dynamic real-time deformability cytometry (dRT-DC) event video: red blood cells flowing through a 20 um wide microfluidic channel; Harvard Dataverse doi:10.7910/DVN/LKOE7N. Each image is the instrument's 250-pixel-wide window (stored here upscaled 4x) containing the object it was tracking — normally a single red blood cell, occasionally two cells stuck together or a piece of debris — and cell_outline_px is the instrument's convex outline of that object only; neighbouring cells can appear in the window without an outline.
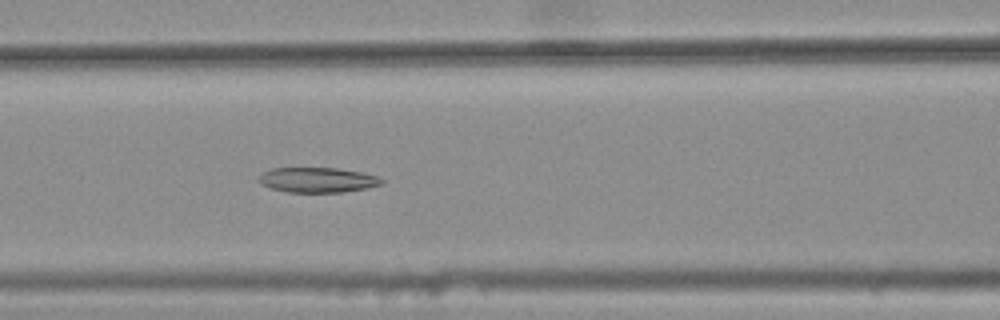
{"species": "common noctule bat (a hibernating species)", "species_latin": "Nyctalus noctula", "temperature_condition": "warm", "stored_images_in_passage": 42, "camera_frame_rate_fps": 3000, "um_per_image_px": 0.085, "animal": {"sex": "female", "body_mass_g": 25.1}, "frame": {"image": 1, "passage_image": 19, "time_ms": 6.0, "image_size_px": [1000, 320], "cell_outline_px": [[384, 184], [368, 188], [344, 192], [284, 192], [260, 184], [260, 176], [264, 172], [272, 168], [336, 168], [360, 172], [376, 176], [384, 180]], "centroid_in_image_um": [27.02, 15.3], "position_along_channel_um": 139.6, "area_um2": 17.86}}
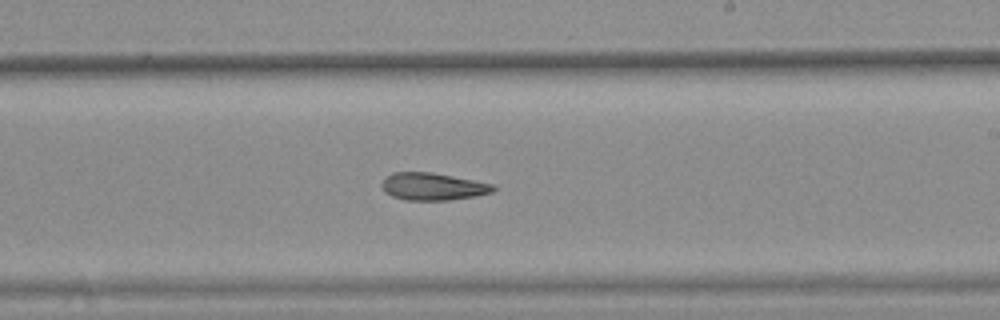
{"frame": {"image": 2, "passage_image": 28, "time_ms": 9.0, "image_size_px": [1000, 320], "cell_outline_px": [[496, 188], [492, 192], [476, 196], [452, 200], [404, 200], [392, 196], [384, 192], [380, 184], [384, 176], [392, 172], [432, 172], [492, 184]], "centroid_in_image_um": [36.72, 15.85], "position_along_channel_um": 252.3, "area_um2": 17.92}}
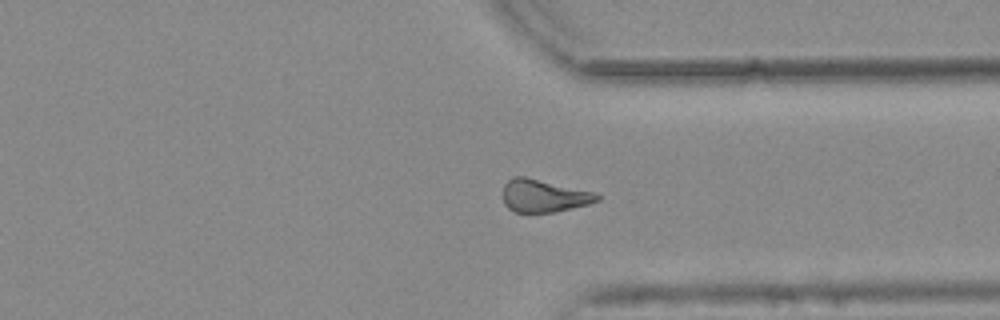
{"frame": {"image": 3, "passage_image": 37, "time_ms": 12.0, "image_size_px": [1000, 320], "cell_outline_px": [[600, 200], [588, 204], [556, 212], [516, 212], [508, 208], [504, 204], [504, 184], [512, 176], [524, 176], [592, 192], [600, 196]], "centroid_in_image_um": [46.19, 16.65], "position_along_channel_um": 365.2, "area_um2": 17.69}}